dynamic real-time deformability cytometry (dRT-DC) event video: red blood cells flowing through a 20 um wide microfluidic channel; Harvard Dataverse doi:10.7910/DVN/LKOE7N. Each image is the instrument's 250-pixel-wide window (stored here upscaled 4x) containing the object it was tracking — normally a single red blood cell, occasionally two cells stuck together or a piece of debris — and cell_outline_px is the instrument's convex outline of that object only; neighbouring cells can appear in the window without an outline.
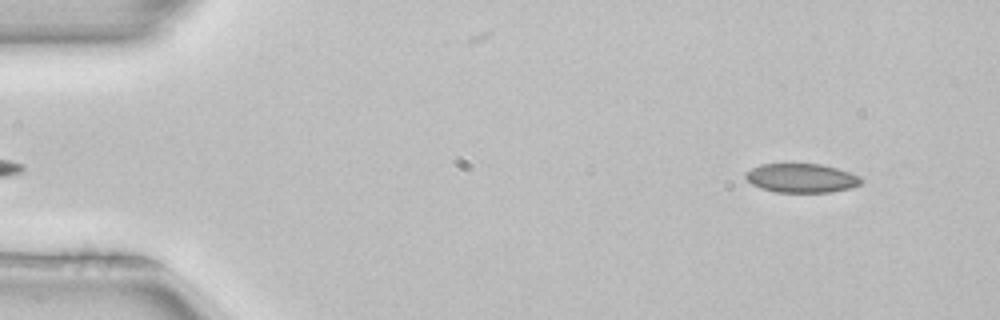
{"species": "common noctule bat (a hibernating species)", "species_latin": "Nyctalus noctula", "temperature_condition": "room temperature", "stored_images_in_passage": 49, "camera_frame_rate_fps": 3000, "um_per_image_px": 0.085, "animal": {"sex": "female", "body_mass_g": 22.7, "forearm_length_mm": 54.2}, "frame": {"image": 1, "passage_image": 3, "time_ms": 0.667, "image_size_px": [1000, 320], "cell_outline_px": [[864, 180], [860, 184], [848, 188], [832, 192], [776, 192], [760, 188], [752, 184], [744, 176], [744, 172], [760, 164], [820, 164], [836, 168], [848, 172]], "centroid_in_image_um": [68.07, 15.14], "position_along_channel_um": 16.9, "area_um2": 19.36}}
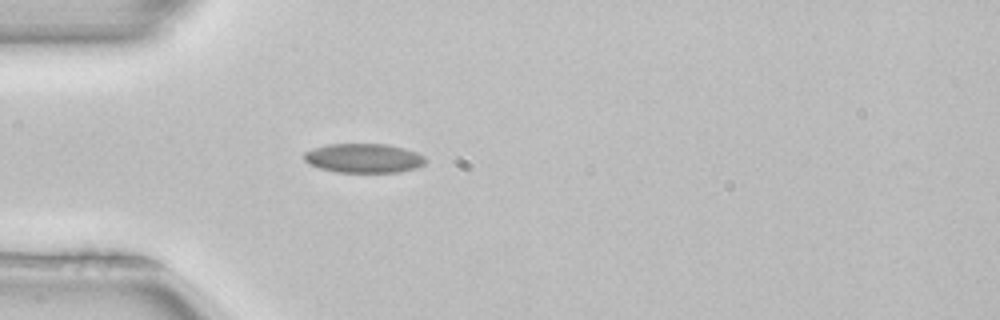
{"frame": {"image": 2, "passage_image": 13, "time_ms": 4.0, "image_size_px": [1000, 320], "cell_outline_px": [[428, 160], [424, 164], [416, 168], [400, 172], [336, 172], [320, 168], [308, 164], [304, 160], [304, 152], [312, 148], [328, 144], [388, 144], [404, 148], [416, 152], [424, 156]], "centroid_in_image_um": [30.92, 13.44], "position_along_channel_um": 54.1, "area_um2": 20.87}}
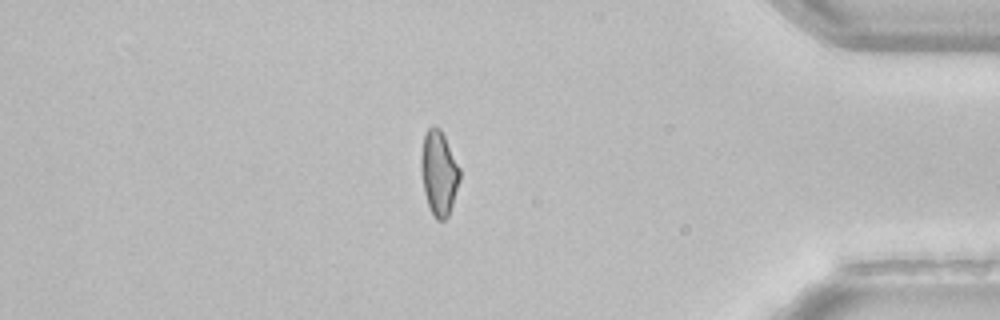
{"frame": {"image": 3, "passage_image": 42, "time_ms": 13.667, "image_size_px": [1000, 320], "cell_outline_px": [[460, 180], [448, 216], [444, 220], [436, 220], [432, 216], [424, 192], [420, 172], [420, 156], [424, 136], [428, 128], [432, 124], [436, 124], [440, 128], [460, 168]], "centroid_in_image_um": [37.28, 14.69], "position_along_channel_um": 397.9, "area_um2": 19.25}, "authors_computed_cell_mechanics": {"area_um2": 19.5364, "velocity_mm_per_s": 3.999, "shape_relaxation_time_tau1_ms": null, "shape_relaxation_time_tau2_ms": 4.7327, "deformation_change_tau1": null, "deformation_change_tau2": 0.083}}